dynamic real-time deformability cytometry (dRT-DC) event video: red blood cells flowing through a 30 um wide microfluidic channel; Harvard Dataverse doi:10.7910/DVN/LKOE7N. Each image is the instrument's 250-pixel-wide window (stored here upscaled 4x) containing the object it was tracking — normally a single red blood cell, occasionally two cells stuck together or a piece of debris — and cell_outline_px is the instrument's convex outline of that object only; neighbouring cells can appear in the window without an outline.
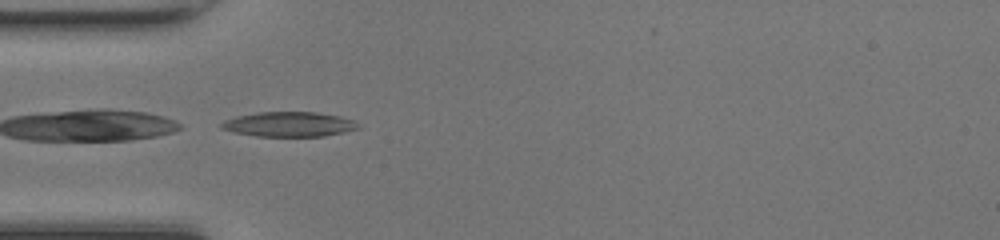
{"species": "common noctule bat (a hibernating species)", "species_latin": "Nyctalus noctula", "temperature_condition": "room temperature", "stored_images_in_passage": 21, "camera_frame_rate_fps": 3000, "um_per_image_px": 0.085, "animal": {"sex": "female", "body_mass_g": 17.0, "forearm_length_mm": 48.0}, "frame": {"image": 1, "passage_image": 1, "time_ms": 0.0, "image_size_px": [1000, 240], "cell_outline_px": [[360, 128], [344, 132], [324, 136], [256, 136], [232, 132], [220, 128], [220, 124], [224, 120], [236, 116], [260, 112], [316, 112], [340, 116], [356, 120]], "centroid_in_image_um": [24.57, 10.56], "position_along_channel_um": 60.4, "area_um2": 19.88}}
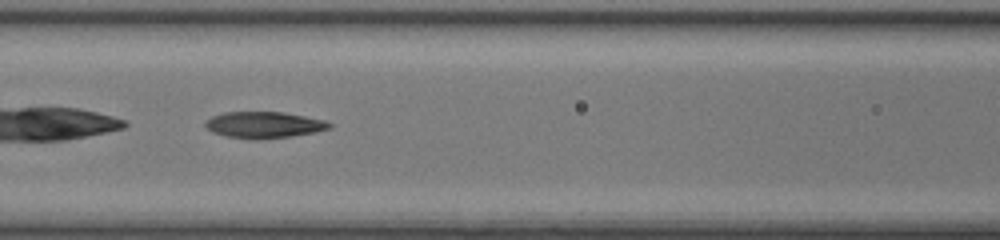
{"frame": {"image": 2, "passage_image": 7, "time_ms": 2.0, "image_size_px": [1000, 240], "cell_outline_px": [[332, 128], [316, 132], [292, 136], [228, 136], [212, 132], [204, 124], [212, 116], [224, 112], [284, 112], [324, 120], [332, 124]], "centroid_in_image_um": [22.5, 10.56], "position_along_channel_um": 144.1, "area_um2": 18.09}}
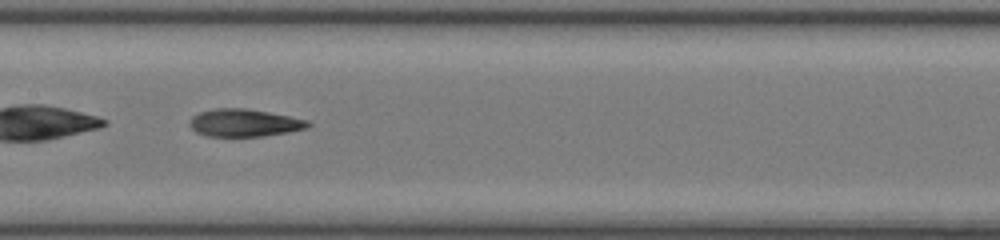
{"frame": {"image": 3, "passage_image": 10, "time_ms": 3.0, "image_size_px": [1000, 240], "cell_outline_px": [[312, 124], [308, 128], [288, 132], [264, 136], [208, 136], [196, 132], [188, 124], [192, 116], [200, 112], [216, 108], [244, 108], [268, 112], [308, 120]], "centroid_in_image_um": [20.77, 10.44], "position_along_channel_um": 186.6, "area_um2": 18.96}}